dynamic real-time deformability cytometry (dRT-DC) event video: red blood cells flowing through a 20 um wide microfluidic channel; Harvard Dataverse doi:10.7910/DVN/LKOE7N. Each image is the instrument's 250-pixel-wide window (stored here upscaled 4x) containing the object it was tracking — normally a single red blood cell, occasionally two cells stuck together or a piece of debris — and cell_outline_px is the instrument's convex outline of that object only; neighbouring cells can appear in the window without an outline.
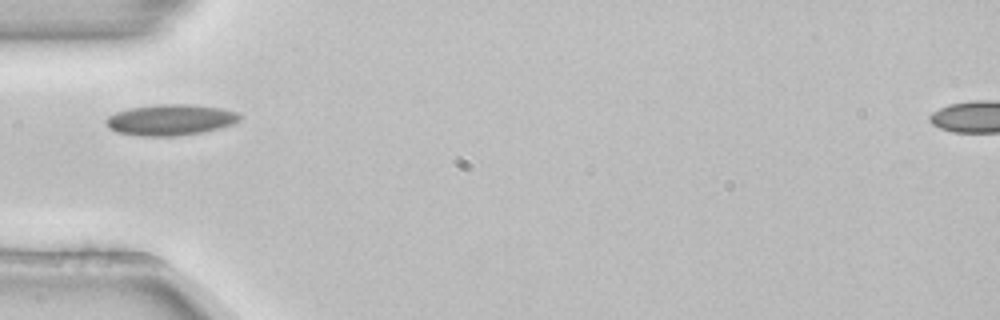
{"species": "common noctule bat (a hibernating species)", "species_latin": "Nyctalus noctula", "temperature_condition": "room temperature", "stored_images_in_passage": 37, "camera_frame_rate_fps": 3000, "um_per_image_px": 0.085, "animal": {"sex": "female", "body_mass_g": 22.7, "forearm_length_mm": 54.2}, "frame": {"image": 1, "passage_image": 1, "time_ms": 0.0, "image_size_px": [1000, 320], "cell_outline_px": [[240, 120], [232, 124], [220, 128], [204, 132], [180, 136], [140, 136], [116, 132], [108, 128], [104, 120], [108, 116], [116, 112], [128, 108], [156, 104], [192, 104], [220, 108], [236, 112], [240, 116]], "centroid_in_image_um": [14.45, 10.19], "position_along_channel_um": 70.5, "area_um2": 24.39}}
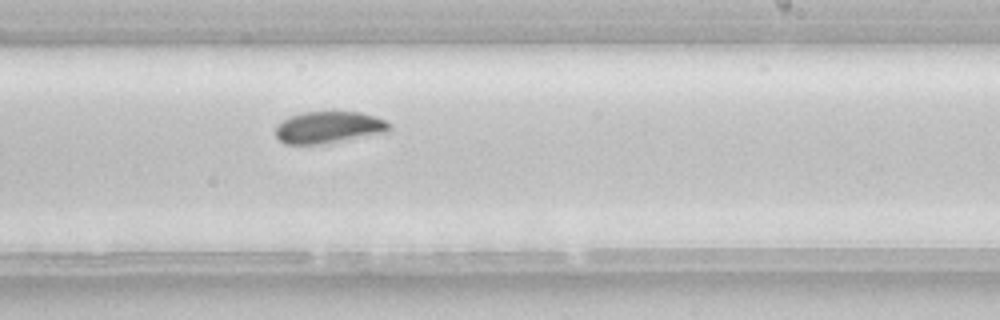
{"frame": {"image": 2, "passage_image": 16, "time_ms": 5.0, "image_size_px": [1000, 320], "cell_outline_px": [[392, 128], [388, 132], [316, 144], [284, 144], [276, 136], [276, 124], [288, 116], [300, 112], [332, 108], [360, 112], [376, 116], [392, 124]], "centroid_in_image_um": [27.93, 10.75], "position_along_channel_um": 261.1, "area_um2": 21.91}}
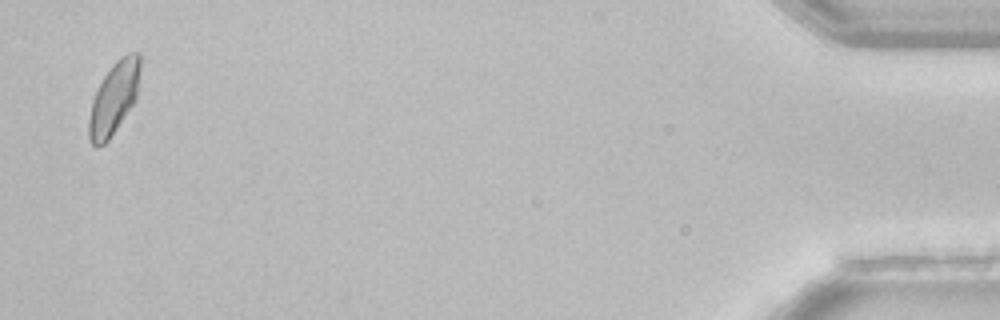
{"frame": {"image": 3, "passage_image": 36, "time_ms": 11.667, "image_size_px": [1000, 320], "cell_outline_px": [[140, 68], [136, 100], [108, 140], [104, 144], [96, 148], [92, 144], [88, 136], [88, 120], [92, 100], [104, 76], [116, 60], [128, 52], [140, 52]], "centroid_in_image_um": [9.68, 8.34], "position_along_channel_um": 425.5, "area_um2": 21.44}, "authors_computed_cell_mechanics": {"area_um2": 21.3282, "velocity_mm_per_s": 3.8188, "shape_relaxation_time_tau1_ms": 3.005, "shape_relaxation_time_tau2_ms": null, "deformation_change_tau1": 0.0886, "deformation_change_tau2": null}}